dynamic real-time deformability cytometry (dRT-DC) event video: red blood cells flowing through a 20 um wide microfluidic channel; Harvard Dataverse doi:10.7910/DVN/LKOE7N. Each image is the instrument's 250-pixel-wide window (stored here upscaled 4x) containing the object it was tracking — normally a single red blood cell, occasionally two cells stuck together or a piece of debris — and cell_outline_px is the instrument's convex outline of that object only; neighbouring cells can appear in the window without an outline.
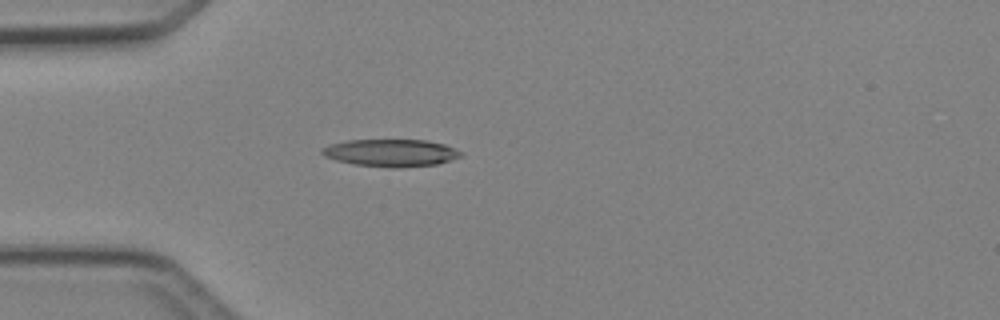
{"species": "Egyptian fruit bat (a non-hibernating species)", "species_latin": "Rousettus aegyptiacus", "temperature_condition": "cold", "stored_images_in_passage": 1, "camera_frame_rate_fps": 3000, "um_per_image_px": 0.085, "animal": {"sex": "female"}, "frame": {"image": 1, "passage_image": 1, "time_ms": 0.0, "image_size_px": [1000, 320], "cell_outline_px": [[464, 152], [460, 156], [436, 164], [400, 168], [392, 168], [352, 164], [336, 160], [324, 156], [320, 152], [320, 148], [332, 144], [348, 140], [424, 140], [444, 144]], "centroid_in_image_um": [33.19, 12.99], "position_along_channel_um": 51.8, "area_um2": 22.08}}